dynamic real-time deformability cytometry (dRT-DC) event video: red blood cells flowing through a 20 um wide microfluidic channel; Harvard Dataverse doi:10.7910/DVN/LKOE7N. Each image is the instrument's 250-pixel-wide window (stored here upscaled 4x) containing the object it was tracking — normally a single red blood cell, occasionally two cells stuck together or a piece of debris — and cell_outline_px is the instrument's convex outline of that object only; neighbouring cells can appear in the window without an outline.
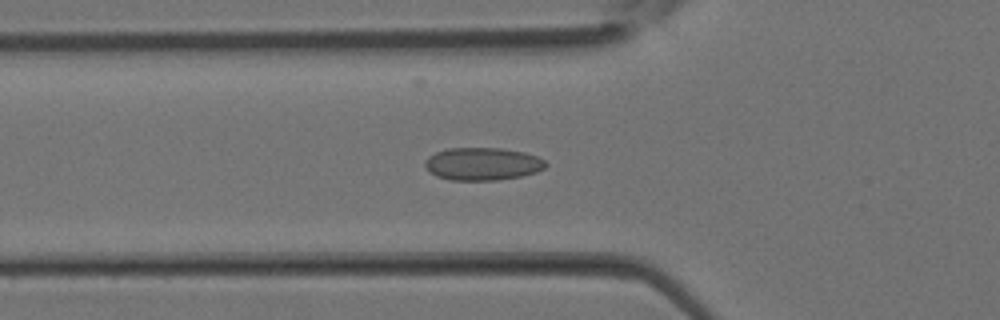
{"species": "Egyptian fruit bat (a non-hibernating species)", "species_latin": "Rousettus aegyptiacus", "temperature_condition": "room temperature", "stored_images_in_passage": 37, "camera_frame_rate_fps": 3000, "um_per_image_px": 0.085, "animal": {"sex": "female"}, "frame": {"image": 1, "passage_image": 13, "time_ms": 4.0, "image_size_px": [1000, 320], "cell_outline_px": [[548, 164], [544, 168], [536, 172], [520, 176], [496, 180], [452, 180], [436, 176], [424, 164], [424, 160], [428, 156], [436, 152], [448, 148], [500, 148], [524, 152], [536, 156], [544, 160]], "centroid_in_image_um": [41.01, 13.92], "position_along_channel_um": 84.8, "area_um2": 22.89}}
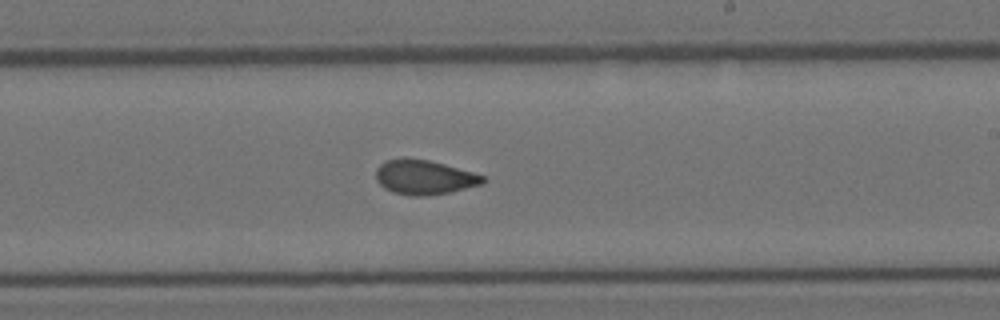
{"frame": {"image": 2, "passage_image": 22, "time_ms": 7.0, "image_size_px": [1000, 320], "cell_outline_px": [[484, 184], [452, 192], [428, 196], [412, 196], [392, 192], [384, 188], [376, 180], [376, 168], [384, 160], [428, 160], [444, 164], [472, 172], [484, 176]], "centroid_in_image_um": [36.07, 15.1], "position_along_channel_um": 252.9, "area_um2": 21.27}}
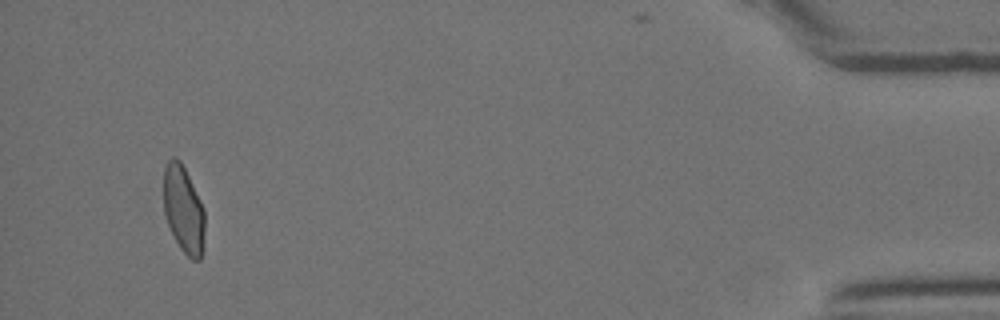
{"frame": {"image": 3, "passage_image": 35, "time_ms": 11.333, "image_size_px": [1000, 320], "cell_outline_px": [[204, 232], [200, 260], [192, 260], [180, 248], [168, 224], [164, 212], [164, 164], [172, 156], [176, 156], [180, 160], [204, 208]], "centroid_in_image_um": [15.58, 17.77], "position_along_channel_um": 419.6, "area_um2": 20.69}}